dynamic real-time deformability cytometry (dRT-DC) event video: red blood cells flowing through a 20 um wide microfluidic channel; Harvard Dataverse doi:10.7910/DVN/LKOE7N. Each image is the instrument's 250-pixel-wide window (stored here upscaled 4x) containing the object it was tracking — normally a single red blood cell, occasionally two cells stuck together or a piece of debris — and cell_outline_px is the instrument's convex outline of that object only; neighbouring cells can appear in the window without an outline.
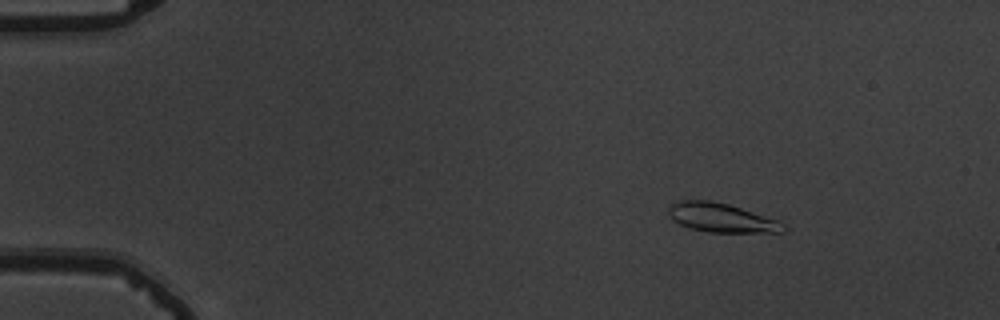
{"species": "common noctule bat (a hibernating species)", "species_latin": "Nyctalus noctula", "temperature_condition": "warm", "stored_images_in_passage": 55, "camera_frame_rate_fps": 3000, "um_per_image_px": 0.085, "animal": {"sex": "male", "body_mass_g": 19.5, "forearm_length_mm": 54.6}, "frame": {"image": 1, "passage_image": 8, "time_ms": 2.333, "image_size_px": [1000, 320], "cell_outline_px": [[784, 232], [708, 232], [692, 228], [680, 224], [672, 220], [668, 212], [668, 208], [672, 204], [680, 200], [712, 200], [728, 204], [780, 220], [784, 224]], "centroid_in_image_um": [61.32, 18.5], "position_along_channel_um": 23.7, "area_um2": 19.36}}
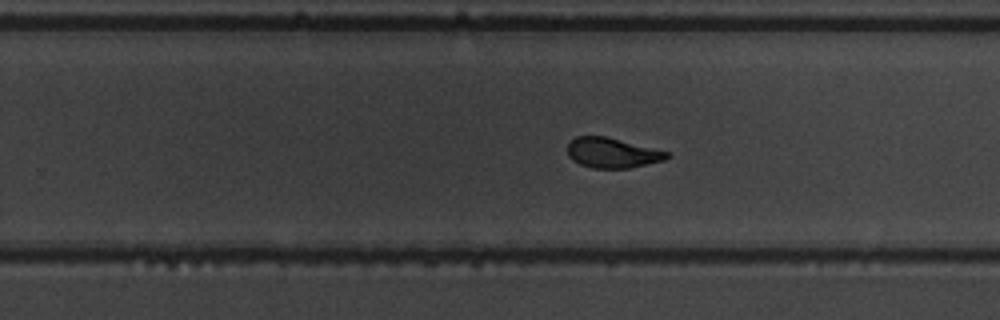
{"frame": {"image": 2, "passage_image": 36, "time_ms": 11.667, "image_size_px": [1000, 320], "cell_outline_px": [[672, 156], [664, 160], [628, 168], [592, 168], [580, 164], [572, 160], [568, 156], [568, 144], [576, 136], [604, 136], [672, 152]], "centroid_in_image_um": [52.07, 12.99], "position_along_channel_um": 277.7, "area_um2": 17.46}}
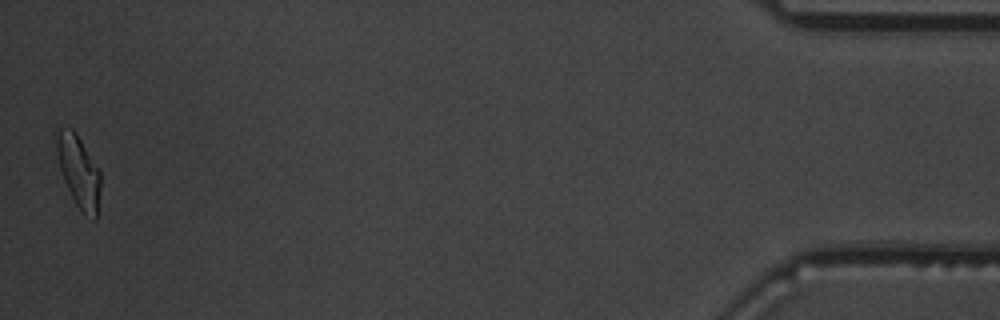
{"frame": {"image": 3, "passage_image": 55, "time_ms": 18.0, "image_size_px": [1000, 320], "cell_outline_px": [[100, 188], [96, 220], [84, 216], [76, 204], [64, 180], [60, 168], [56, 152], [56, 132], [60, 128], [72, 128], [76, 132], [100, 168]], "centroid_in_image_um": [6.71, 14.55], "position_along_channel_um": 428.5, "area_um2": 18.61}, "authors_computed_cell_mechanics": {"area_um2": 18.207, "velocity_mm_per_s": 3.7079, "shape_relaxation_time_tau1_ms": 3.9568, "shape_relaxation_time_tau2_ms": 0.7458, "deformation_change_tau1": 0.1732, "deformation_change_tau2": 0.0624}}